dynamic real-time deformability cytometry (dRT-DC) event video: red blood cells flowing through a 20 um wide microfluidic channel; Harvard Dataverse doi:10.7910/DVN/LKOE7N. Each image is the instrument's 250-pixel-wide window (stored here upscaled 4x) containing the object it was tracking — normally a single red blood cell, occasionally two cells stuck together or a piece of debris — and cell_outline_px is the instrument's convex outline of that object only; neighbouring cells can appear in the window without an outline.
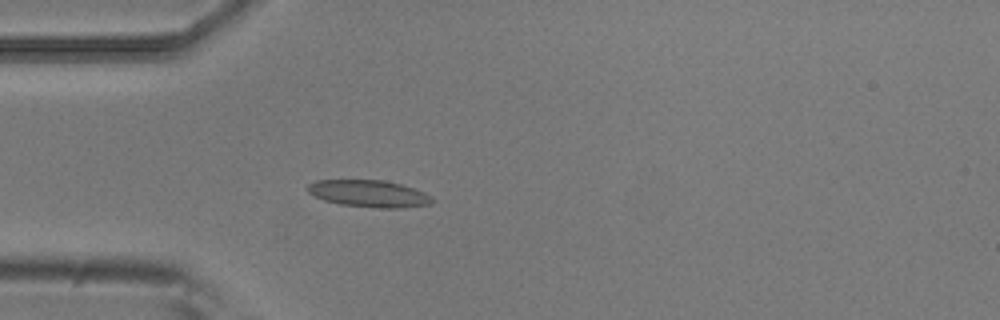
{"species": "common noctule bat (a hibernating species)", "species_latin": "Nyctalus noctula", "temperature_condition": "room temperature", "stored_images_in_passage": 3, "camera_frame_rate_fps": 3000, "um_per_image_px": 0.085, "animal": {"sex": "male", "body_mass_g": 20.5, "forearm_length_mm": 52.5}, "frame": {"image": 1, "passage_image": 3, "time_ms": 0.667, "image_size_px": [1000, 320], "cell_outline_px": [[436, 200], [432, 204], [400, 208], [380, 208], [340, 204], [324, 200], [308, 192], [304, 188], [308, 184], [316, 180], [384, 180], [400, 184], [424, 192], [432, 196]], "centroid_in_image_um": [31.37, 16.45], "position_along_channel_um": 53.6, "area_um2": 19.65}}